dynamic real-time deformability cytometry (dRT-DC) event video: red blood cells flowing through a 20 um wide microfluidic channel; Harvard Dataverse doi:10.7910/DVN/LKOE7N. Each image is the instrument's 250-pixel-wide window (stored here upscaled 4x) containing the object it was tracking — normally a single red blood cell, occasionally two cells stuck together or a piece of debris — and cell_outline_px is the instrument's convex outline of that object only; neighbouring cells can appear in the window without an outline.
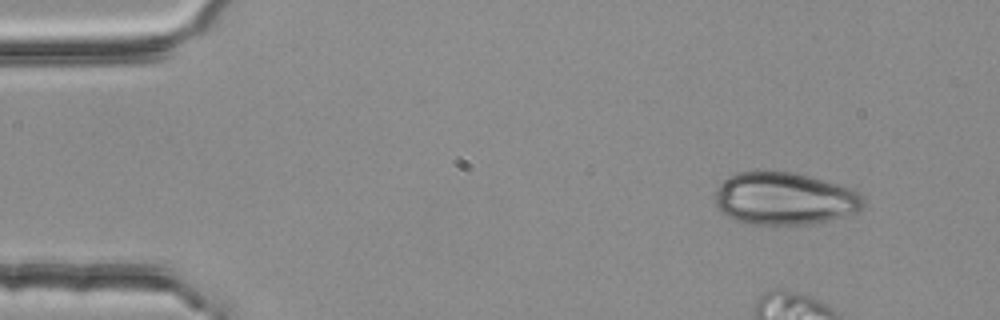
{"species": "common noctule bat (a hibernating species)", "species_latin": "Nyctalus noctula", "temperature_condition": "room temperature", "stored_images_in_passage": 3, "camera_frame_rate_fps": 3000, "um_per_image_px": 0.085, "animal": {"sex": "female", "body_mass_g": 25.1}, "frame": {"image": 1, "passage_image": 1, "time_ms": 0.0, "image_size_px": [1000, 320], "cell_outline_px": [[864, 204], [856, 212], [828, 220], [812, 224], [744, 224], [732, 220], [724, 216], [720, 212], [716, 204], [716, 188], [728, 176], [736, 172], [792, 172], [808, 176], [852, 188], [864, 196]], "centroid_in_image_um": [66.64, 16.9], "position_along_channel_um": 18.4, "area_um2": 45.43}}